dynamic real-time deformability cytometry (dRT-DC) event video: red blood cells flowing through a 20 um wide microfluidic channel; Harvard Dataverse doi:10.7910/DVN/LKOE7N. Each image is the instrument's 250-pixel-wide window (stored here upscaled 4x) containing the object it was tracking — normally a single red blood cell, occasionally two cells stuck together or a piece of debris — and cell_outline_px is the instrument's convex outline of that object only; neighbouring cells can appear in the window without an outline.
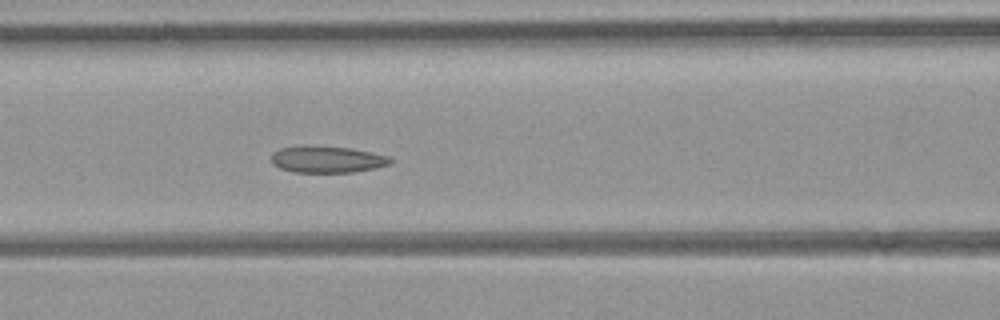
{"species": "common noctule bat (a hibernating species)", "species_latin": "Nyctalus noctula", "temperature_condition": "room temperature", "stored_images_in_passage": 46, "camera_frame_rate_fps": 3000, "um_per_image_px": 0.085, "animal": {"sex": "female", "body_mass_g": 21.9}, "frame": {"image": 1, "passage_image": 19, "time_ms": 6.0, "image_size_px": [1000, 320], "cell_outline_px": [[392, 164], [376, 168], [352, 172], [292, 172], [280, 168], [272, 164], [272, 152], [280, 148], [300, 144], [308, 144], [352, 148], [388, 156], [392, 160]], "centroid_in_image_um": [27.77, 13.52], "position_along_channel_um": 138.8, "area_um2": 18.96}}
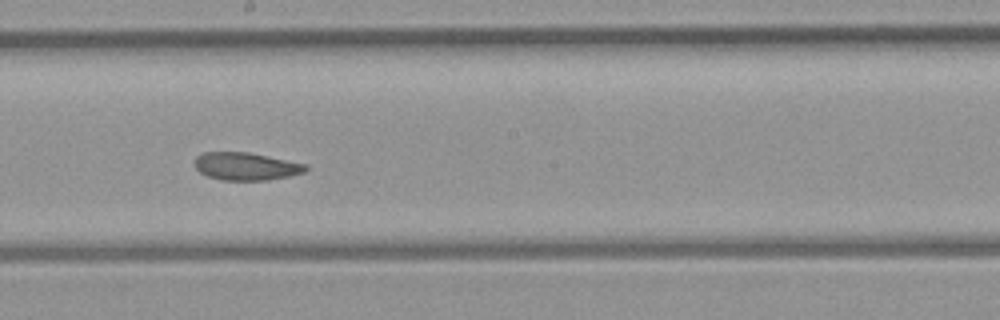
{"frame": {"image": 2, "passage_image": 25, "time_ms": 8.0, "image_size_px": [1000, 320], "cell_outline_px": [[308, 168], [304, 172], [288, 176], [268, 180], [224, 180], [208, 176], [200, 172], [192, 164], [196, 156], [204, 152], [248, 152], [308, 164]], "centroid_in_image_um": [20.89, 14.13], "position_along_channel_um": 227.3, "area_um2": 17.98}}
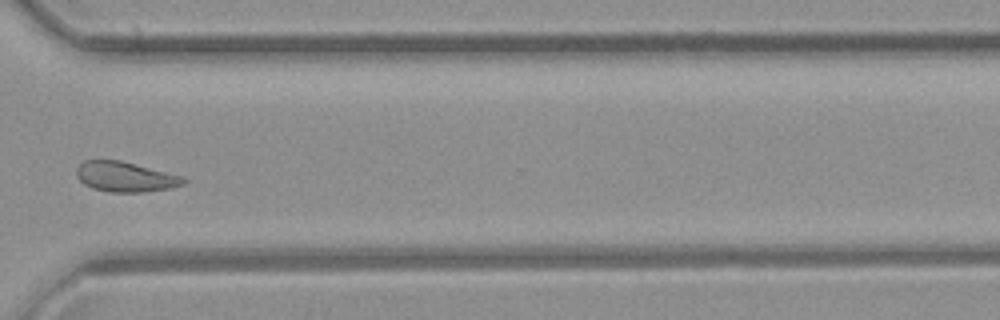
{"frame": {"image": 3, "passage_image": 34, "time_ms": 11.0, "image_size_px": [1000, 320], "cell_outline_px": [[188, 180], [184, 184], [172, 188], [140, 192], [108, 192], [92, 188], [84, 184], [76, 176], [76, 168], [84, 160], [120, 160], [184, 176]], "centroid_in_image_um": [10.67, 15.03], "position_along_channel_um": 359.9, "area_um2": 18.9}, "authors_computed_cell_mechanics": {"area_um2": 19.7098, "velocity_mm_per_s": 4.4302, "shape_relaxation_time_tau1_ms": 7.9151, "shape_relaxation_time_tau2_ms": 1.7283, "deformation_change_tau1": 0.1451, "deformation_change_tau2": 0.0751}}